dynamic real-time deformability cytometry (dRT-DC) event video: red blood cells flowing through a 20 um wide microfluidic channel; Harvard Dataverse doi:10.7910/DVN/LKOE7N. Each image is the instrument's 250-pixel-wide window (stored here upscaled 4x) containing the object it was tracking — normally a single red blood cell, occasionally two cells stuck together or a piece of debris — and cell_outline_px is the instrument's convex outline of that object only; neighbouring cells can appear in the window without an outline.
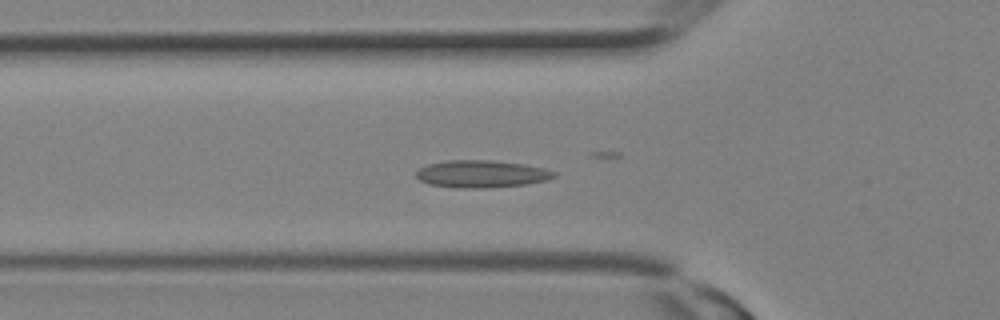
{"species": "Egyptian fruit bat (a non-hibernating species)", "species_latin": "Rousettus aegyptiacus", "temperature_condition": "room temperature", "stored_images_in_passage": 27, "camera_frame_rate_fps": 3000, "um_per_image_px": 0.085, "animal": {"sex": "female"}, "frame": {"image": 1, "passage_image": 6, "time_ms": 1.667, "image_size_px": [1000, 320], "cell_outline_px": [[556, 176], [544, 180], [524, 184], [484, 188], [460, 188], [428, 184], [420, 180], [416, 176], [416, 172], [420, 168], [428, 164], [448, 160], [492, 160], [524, 164], [544, 168], [556, 172]], "centroid_in_image_um": [40.9, 14.78], "position_along_channel_um": 84.9, "area_um2": 21.79}}
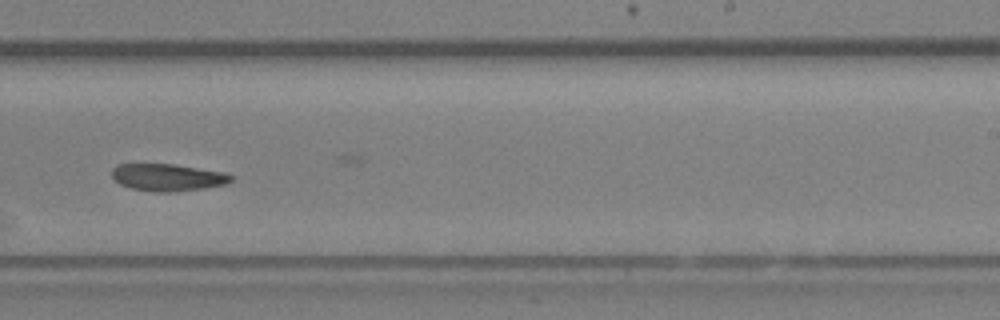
{"frame": {"image": 2, "passage_image": 14, "time_ms": 4.333, "image_size_px": [1000, 320], "cell_outline_px": [[232, 180], [228, 184], [204, 188], [172, 192], [156, 192], [132, 188], [120, 184], [112, 176], [112, 168], [116, 164], [172, 164], [224, 172], [232, 176]], "centroid_in_image_um": [14.26, 15.07], "position_along_channel_um": 274.7, "area_um2": 18.79}}
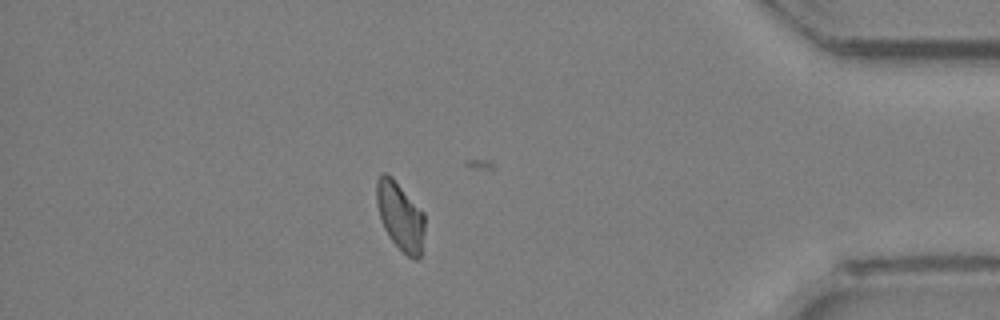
{"frame": {"image": 3, "passage_image": 21, "time_ms": 6.667, "image_size_px": [1000, 320], "cell_outline_px": [[424, 232], [420, 256], [416, 260], [408, 256], [392, 240], [384, 228], [376, 204], [376, 180], [380, 172], [384, 172], [392, 176], [424, 212]], "centroid_in_image_um": [34.0, 18.31], "position_along_channel_um": 401.2, "area_um2": 19.13}}